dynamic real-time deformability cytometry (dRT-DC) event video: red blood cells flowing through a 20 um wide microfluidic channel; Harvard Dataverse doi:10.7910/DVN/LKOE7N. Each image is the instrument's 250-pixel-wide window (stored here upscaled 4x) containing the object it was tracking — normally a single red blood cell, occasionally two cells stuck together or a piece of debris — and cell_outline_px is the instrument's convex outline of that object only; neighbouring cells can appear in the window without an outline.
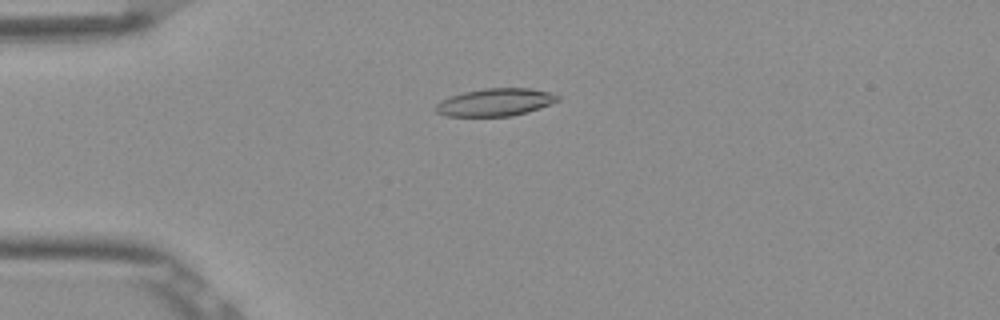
{"species": "Egyptian fruit bat (a non-hibernating species)", "species_latin": "Rousettus aegyptiacus", "temperature_condition": "room temperature", "stored_images_in_passage": 53, "camera_frame_rate_fps": 3000, "um_per_image_px": 0.085, "frame": {"image": 1, "passage_image": 14, "time_ms": 4.333, "image_size_px": [1000, 320], "cell_outline_px": [[560, 100], [540, 108], [528, 112], [512, 116], [448, 116], [436, 112], [436, 104], [440, 100], [464, 92], [484, 88], [532, 88], [552, 92], [560, 96]], "centroid_in_image_um": [42.15, 8.68], "position_along_channel_um": 42.9, "area_um2": 19.71}}
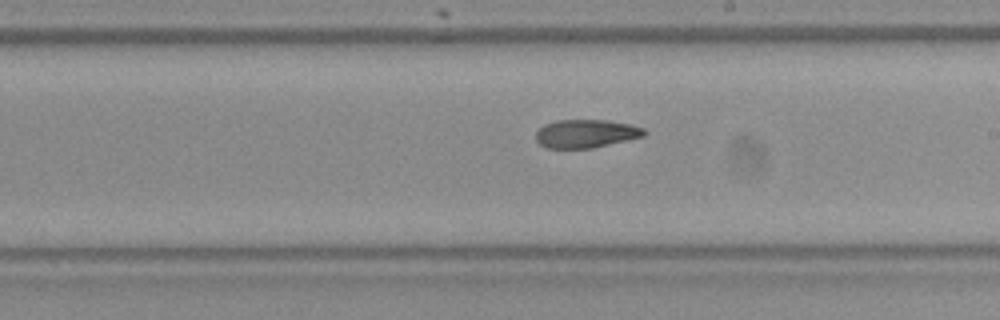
{"frame": {"image": 2, "passage_image": 31, "time_ms": 10.0, "image_size_px": [1000, 320], "cell_outline_px": [[648, 132], [644, 136], [592, 148], [548, 148], [540, 144], [536, 140], [536, 132], [544, 124], [556, 120], [604, 120], [632, 124], [644, 128]], "centroid_in_image_um": [49.82, 11.35], "position_along_channel_um": 239.2, "area_um2": 17.86}}
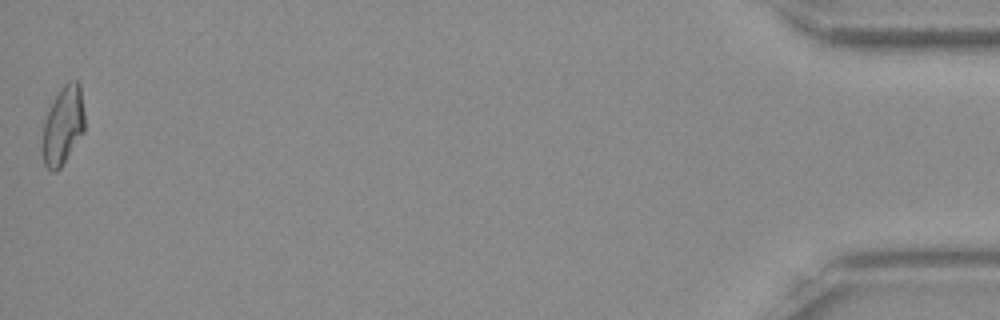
{"frame": {"image": 3, "passage_image": 53, "time_ms": 17.333, "image_size_px": [1000, 320], "cell_outline_px": [[84, 132], [60, 168], [56, 172], [52, 172], [44, 164], [40, 148], [40, 144], [44, 120], [60, 88], [68, 80], [76, 80], [80, 84], [84, 112]], "centroid_in_image_um": [5.33, 10.69], "position_along_channel_um": 429.9, "area_um2": 19.59}, "authors_computed_cell_mechanics": {"area_um2": 19.2474, "velocity_mm_per_s": 3.8826, "shape_relaxation_time_tau1_ms": 6.6164, "shape_relaxation_time_tau2_ms": 3.5314, "deformation_change_tau1": 0.1965, "deformation_change_tau2": 0.1074}}